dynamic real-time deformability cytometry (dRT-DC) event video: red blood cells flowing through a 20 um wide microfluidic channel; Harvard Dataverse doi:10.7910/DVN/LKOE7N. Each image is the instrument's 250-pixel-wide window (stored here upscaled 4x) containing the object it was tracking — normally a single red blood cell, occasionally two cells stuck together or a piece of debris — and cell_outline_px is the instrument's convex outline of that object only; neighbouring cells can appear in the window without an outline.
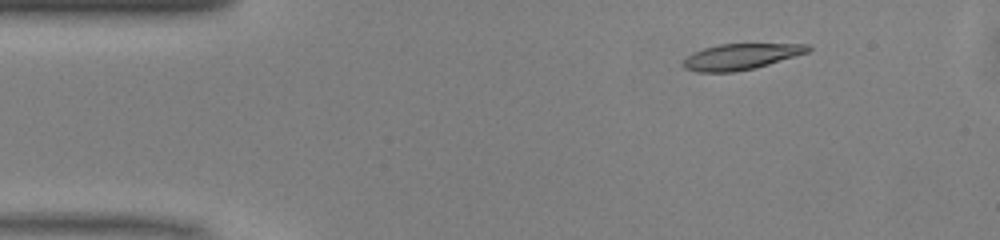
{"species": "common noctule bat (a hibernating species)", "species_latin": "Nyctalus noctula", "temperature_condition": "warm", "stored_images_in_passage": 34, "camera_frame_rate_fps": 3000, "um_per_image_px": 0.085, "animal": {"sex": "male", "body_mass_g": 13.0, "forearm_length_mm": 53.1}, "frame": {"image": 1, "passage_image": 1, "time_ms": 0.0, "image_size_px": [1000, 240], "cell_outline_px": [[812, 48], [808, 52], [768, 64], [736, 72], [696, 72], [684, 68], [680, 64], [692, 52], [704, 48], [720, 44], [808, 44]], "centroid_in_image_um": [62.92, 4.81], "position_along_channel_um": 22.1, "area_um2": 18.73}}
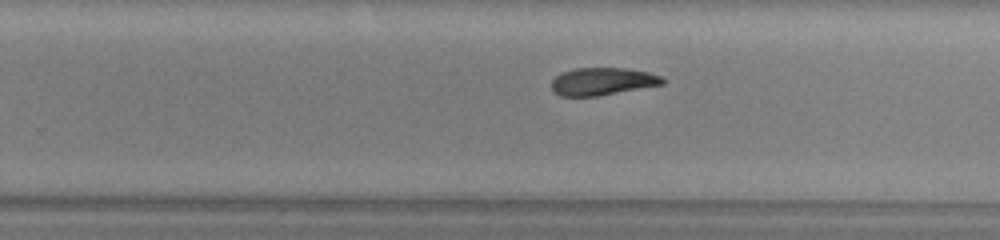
{"frame": {"image": 2, "passage_image": 25, "time_ms": 8.0, "image_size_px": [1000, 240], "cell_outline_px": [[664, 84], [600, 96], [560, 96], [552, 92], [552, 80], [556, 76], [564, 72], [576, 68], [624, 68], [648, 72], [660, 76], [664, 80]], "centroid_in_image_um": [51.19, 6.93], "position_along_channel_um": 278.6, "area_um2": 17.8}}
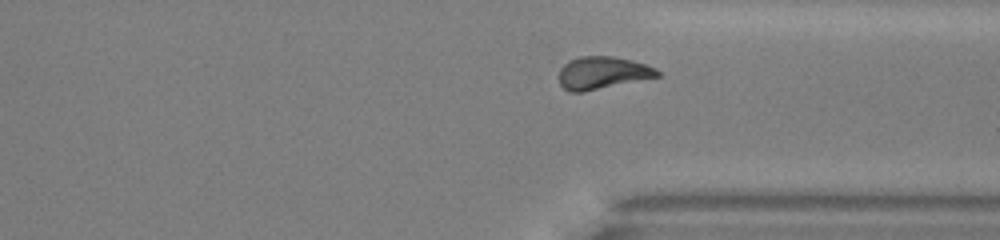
{"frame": {"image": 3, "passage_image": 31, "time_ms": 10.0, "image_size_px": [1000, 240], "cell_outline_px": [[660, 76], [584, 92], [572, 92], [564, 88], [560, 84], [560, 68], [568, 60], [580, 56], [612, 56], [632, 60], [656, 68], [660, 72]], "centroid_in_image_um": [51.21, 6.19], "position_along_channel_um": 360.2, "area_um2": 18.61}, "authors_computed_cell_mechanics": {"area_um2": 19.1607, "velocity_mm_per_s": 4.0673, "shape_relaxation_time_tau1_ms": 4.9471, "shape_relaxation_time_tau2_ms": 5.6952, "deformation_change_tau1": 0.1504, "deformation_change_tau2": 0.1264}}